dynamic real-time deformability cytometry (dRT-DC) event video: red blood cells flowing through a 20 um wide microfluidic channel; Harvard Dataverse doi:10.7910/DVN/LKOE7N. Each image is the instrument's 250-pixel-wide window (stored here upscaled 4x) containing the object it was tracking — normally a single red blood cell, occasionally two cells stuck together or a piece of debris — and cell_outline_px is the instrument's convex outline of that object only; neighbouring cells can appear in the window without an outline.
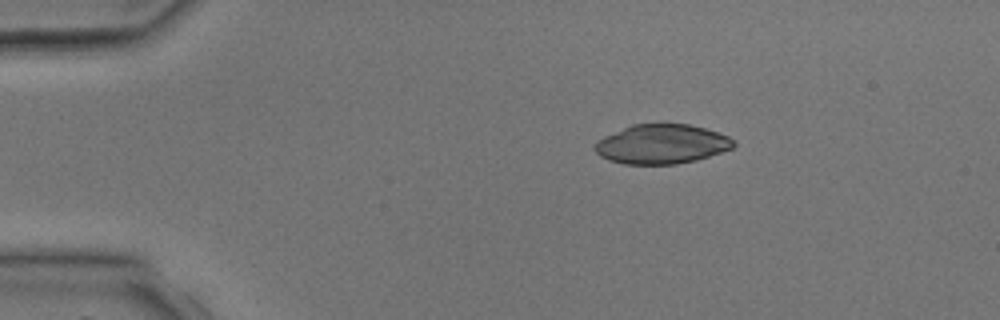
{"species": "common noctule bat (a hibernating species)", "species_latin": "Nyctalus noctula", "temperature_condition": "room temperature", "stored_images_in_passage": 3, "camera_frame_rate_fps": 3000, "um_per_image_px": 0.085, "animal": {"sex": "male", "body_mass_g": 17.9, "forearm_length_mm": 54.2}, "frame": {"image": 1, "passage_image": 2, "time_ms": 1.333, "image_size_px": [1000, 320], "cell_outline_px": [[736, 144], [732, 148], [696, 160], [676, 164], [624, 164], [608, 160], [600, 156], [592, 148], [596, 140], [604, 136], [632, 124], [688, 124], [704, 128], [728, 136], [736, 140]], "centroid_in_image_um": [56.21, 12.25], "position_along_channel_um": 28.8, "area_um2": 31.91}}